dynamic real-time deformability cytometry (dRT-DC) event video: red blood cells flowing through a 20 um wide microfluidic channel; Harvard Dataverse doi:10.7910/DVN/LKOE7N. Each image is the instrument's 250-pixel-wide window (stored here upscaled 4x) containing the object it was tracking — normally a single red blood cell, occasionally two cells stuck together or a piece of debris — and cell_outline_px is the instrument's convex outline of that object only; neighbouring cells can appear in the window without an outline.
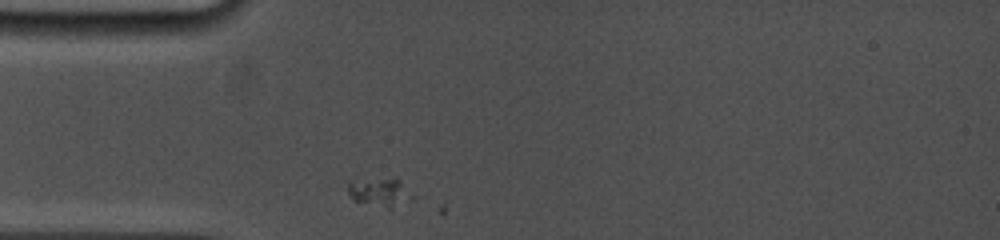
{"species": "common noctule bat (a hibernating species)", "species_latin": "Nyctalus noctula", "temperature_condition": "cold", "stored_images_in_passage": 2, "camera_frame_rate_fps": 5000, "um_per_image_px": 0.085, "animal": {"sex": "female", "body_mass_g": 19.0, "forearm_length_mm": 53.3}, "frame": {"image": 1, "passage_image": 1, "time_ms": 0.0, "image_size_px": [1000, 240], "cell_outline_px": [[416, 196], [412, 200], [388, 208], [352, 200], [348, 192], [348, 180], [400, 180]], "centroid_in_image_um": [32.3, 16.35], "position_along_channel_um": 52.7, "area_um2": 10.46}}